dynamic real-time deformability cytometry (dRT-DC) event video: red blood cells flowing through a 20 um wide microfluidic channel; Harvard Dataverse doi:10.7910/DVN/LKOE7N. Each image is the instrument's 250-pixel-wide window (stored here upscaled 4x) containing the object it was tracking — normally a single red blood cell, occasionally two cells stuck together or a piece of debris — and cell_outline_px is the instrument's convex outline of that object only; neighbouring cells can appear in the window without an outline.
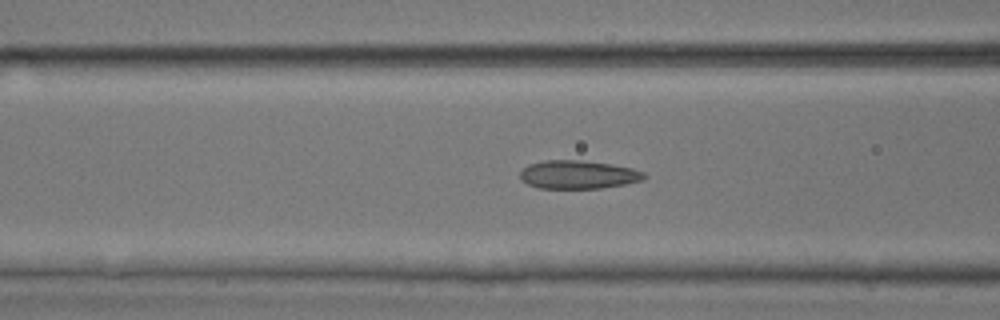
{"species": "common noctule bat (a hibernating species)", "species_latin": "Nyctalus noctula", "temperature_condition": "room temperature", "stored_images_in_passage": 45, "camera_frame_rate_fps": 3000, "um_per_image_px": 0.085, "animal": {"sex": "male", "body_mass_g": 17.9, "forearm_length_mm": 54.2}, "frame": {"image": 1, "passage_image": 21, "time_ms": 6.667, "image_size_px": [1000, 320], "cell_outline_px": [[648, 176], [644, 180], [624, 184], [600, 188], [536, 188], [520, 180], [520, 172], [528, 164], [544, 160], [580, 160], [612, 164], [632, 168], [644, 172]], "centroid_in_image_um": [49.14, 14.84], "position_along_channel_um": 117.5, "area_um2": 20.63}}
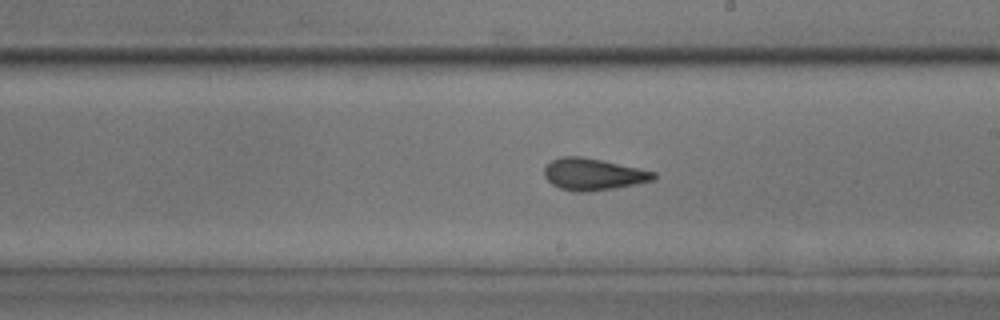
{"frame": {"image": 2, "passage_image": 30, "time_ms": 9.667, "image_size_px": [1000, 320], "cell_outline_px": [[656, 176], [652, 180], [612, 188], [584, 192], [576, 192], [560, 188], [552, 184], [544, 176], [544, 168], [552, 160], [564, 156], [580, 156], [600, 160], [656, 172]], "centroid_in_image_um": [50.37, 14.81], "position_along_channel_um": 238.6, "area_um2": 19.77}}
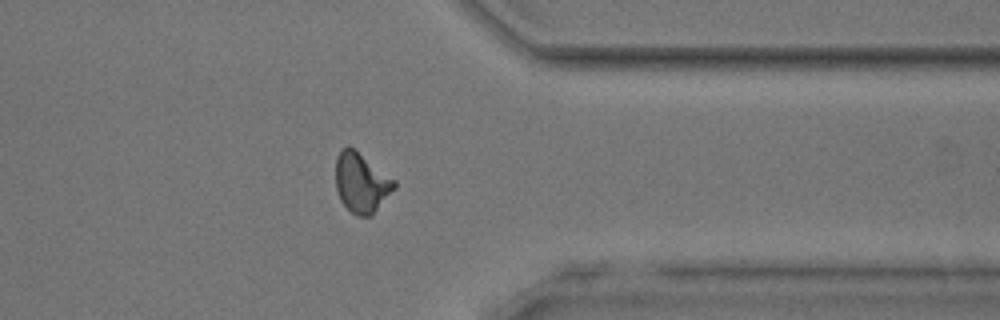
{"frame": {"image": 3, "passage_image": 41, "time_ms": 13.333, "image_size_px": [1000, 320], "cell_outline_px": [[396, 188], [372, 216], [356, 216], [340, 200], [336, 188], [336, 156], [340, 148], [348, 144], [356, 148], [396, 180]], "centroid_in_image_um": [30.73, 15.48], "position_along_channel_um": 380.7, "area_um2": 20.98}}